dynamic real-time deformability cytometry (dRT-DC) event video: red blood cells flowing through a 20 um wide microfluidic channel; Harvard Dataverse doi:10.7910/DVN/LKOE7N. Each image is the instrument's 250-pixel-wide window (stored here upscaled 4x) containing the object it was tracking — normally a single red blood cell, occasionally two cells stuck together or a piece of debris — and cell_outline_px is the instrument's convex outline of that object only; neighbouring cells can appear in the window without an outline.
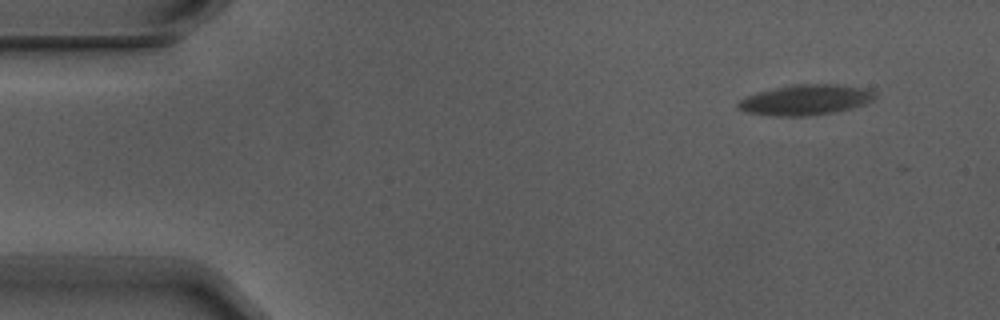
{"species": "Egyptian fruit bat (a non-hibernating species)", "species_latin": "Rousettus aegyptiacus", "temperature_condition": "warm", "stored_images_in_passage": 2, "segment_of_instrument_passage": [2, 2], "camera_frame_rate_fps": 3000, "um_per_image_px": 0.085, "animal": {"sex": "male"}, "frame": {"image": 1, "passage_image": 2, "time_ms": 0.333, "image_size_px": [1000, 320], "cell_outline_px": [[876, 96], [872, 100], [864, 104], [832, 112], [812, 116], [772, 116], [748, 112], [740, 108], [736, 104], [740, 100], [748, 96], [760, 92], [792, 84], [836, 84], [868, 88], [876, 92]], "centroid_in_image_um": [68.52, 8.48], "position_along_channel_um": 16.5, "area_um2": 23.99}}